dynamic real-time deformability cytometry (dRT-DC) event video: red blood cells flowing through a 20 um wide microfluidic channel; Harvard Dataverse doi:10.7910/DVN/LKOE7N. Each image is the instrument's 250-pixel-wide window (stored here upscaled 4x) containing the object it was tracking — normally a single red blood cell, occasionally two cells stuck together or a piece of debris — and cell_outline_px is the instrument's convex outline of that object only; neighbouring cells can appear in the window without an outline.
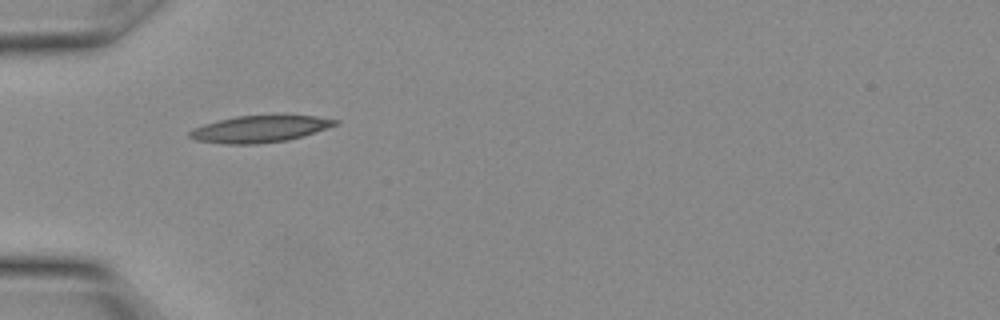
{"species": "Egyptian fruit bat (a non-hibernating species)", "species_latin": "Rousettus aegyptiacus", "temperature_condition": "warm", "stored_images_in_passage": 8, "camera_frame_rate_fps": 3000, "um_per_image_px": 0.085, "animal": {"sex": "female"}, "frame": {"image": 1, "passage_image": 1, "time_ms": 0.0, "image_size_px": [1000, 320], "cell_outline_px": [[340, 120], [336, 124], [288, 140], [256, 144], [224, 144], [196, 140], [188, 136], [188, 132], [192, 128], [204, 124], [236, 116], [316, 116]], "centroid_in_image_um": [21.99, 10.97], "position_along_channel_um": 63.0, "area_um2": 22.2}}
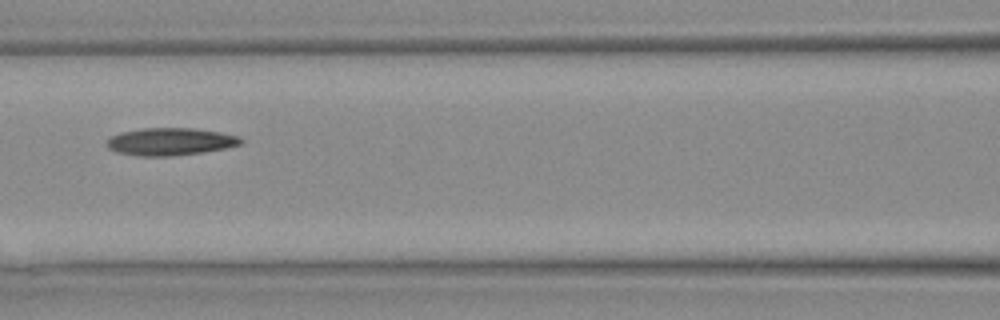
{"frame": {"image": 2, "passage_image": 5, "time_ms": 1.333, "image_size_px": [1000, 320], "cell_outline_px": [[244, 144], [228, 148], [204, 152], [172, 156], [136, 156], [116, 152], [108, 148], [108, 140], [112, 136], [120, 132], [144, 128], [196, 128], [220, 132], [240, 136], [244, 140]], "centroid_in_image_um": [14.55, 12.04], "position_along_channel_um": 152.1, "area_um2": 21.73}}
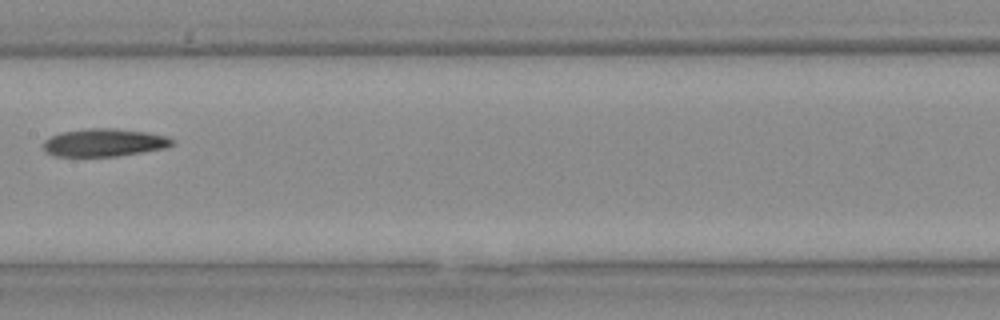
{"frame": {"image": 3, "passage_image": 7, "time_ms": 2.0, "image_size_px": [1000, 320], "cell_outline_px": [[172, 144], [164, 148], [116, 156], [56, 156], [44, 152], [44, 140], [60, 132], [88, 128], [116, 128], [148, 132], [168, 136], [172, 140]], "centroid_in_image_um": [8.82, 12.11], "position_along_channel_um": 198.6, "area_um2": 20.81}}